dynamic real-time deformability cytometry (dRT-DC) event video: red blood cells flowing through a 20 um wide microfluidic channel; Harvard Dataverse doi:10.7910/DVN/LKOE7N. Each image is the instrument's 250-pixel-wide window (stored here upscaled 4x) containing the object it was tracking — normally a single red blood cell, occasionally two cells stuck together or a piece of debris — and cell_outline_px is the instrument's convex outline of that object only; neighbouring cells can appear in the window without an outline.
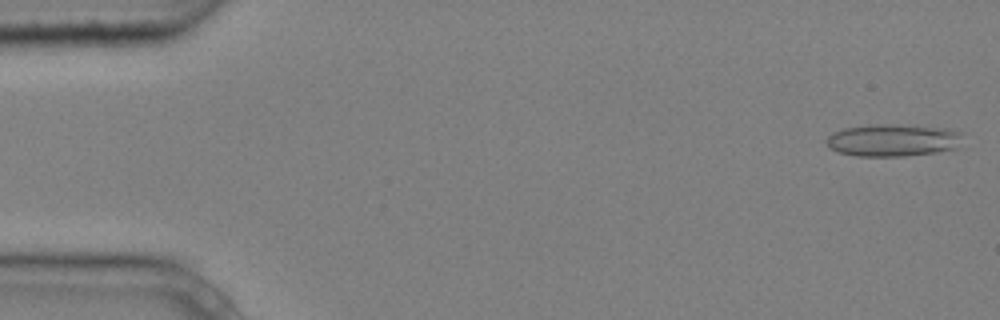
{"species": "common noctule bat (a hibernating species)", "species_latin": "Nyctalus noctula", "temperature_condition": "cold", "stored_images_in_passage": 4, "camera_frame_rate_fps": 3000, "um_per_image_px": 0.085, "animal": {"sex": "male", "body_mass_g": 20.4}, "frame": {"image": 1, "passage_image": 1, "time_ms": 0.0, "image_size_px": [1000, 320], "cell_outline_px": [[960, 132], [956, 148], [936, 152], [904, 156], [856, 156], [836, 152], [824, 140], [832, 132], [844, 128], [872, 124], [900, 124], [948, 128]], "centroid_in_image_um": [75.83, 11.91], "position_along_channel_um": 9.2, "area_um2": 25.66}}
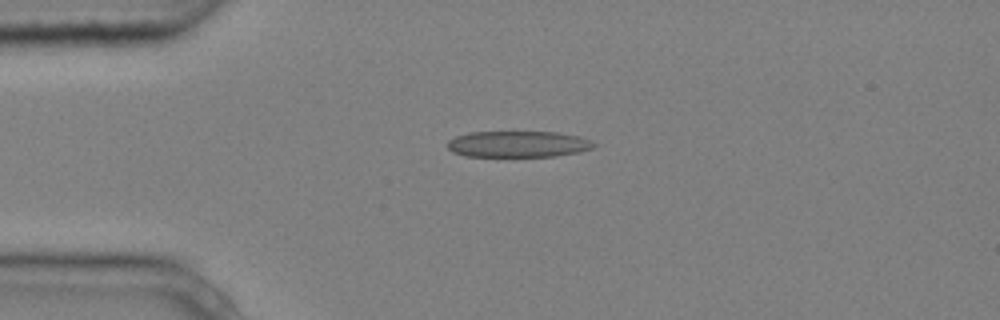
{"frame": {"image": 2, "passage_image": 4, "time_ms": 1.0, "image_size_px": [1000, 320], "cell_outline_px": [[600, 144], [592, 148], [580, 152], [556, 156], [464, 156], [452, 152], [448, 148], [448, 140], [456, 136], [468, 132], [556, 132], [580, 136]], "centroid_in_image_um": [44.07, 12.25], "position_along_channel_um": 40.9, "area_um2": 22.54}}